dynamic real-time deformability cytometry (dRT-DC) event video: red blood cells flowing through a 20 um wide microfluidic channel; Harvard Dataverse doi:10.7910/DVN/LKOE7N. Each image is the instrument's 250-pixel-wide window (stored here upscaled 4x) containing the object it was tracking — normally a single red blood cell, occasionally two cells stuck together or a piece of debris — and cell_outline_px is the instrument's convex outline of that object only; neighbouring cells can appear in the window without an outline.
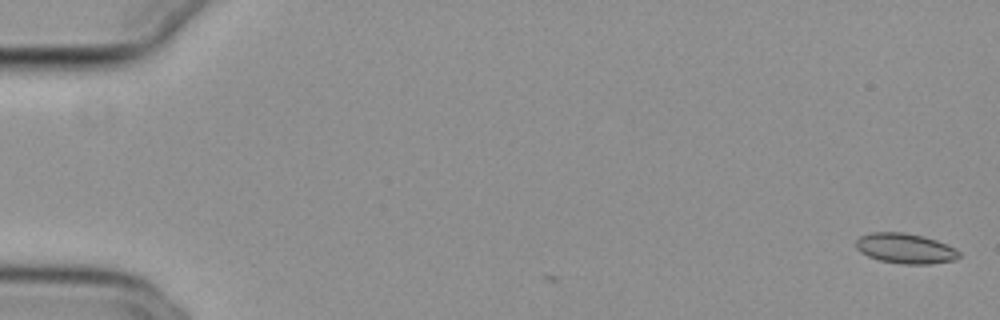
{"species": "common noctule bat (a hibernating species)", "species_latin": "Nyctalus noctula", "temperature_condition": "cold", "stored_images_in_passage": 3, "camera_frame_rate_fps": 3000, "um_per_image_px": 0.085, "animal": {"sex": "female", "body_mass_g": 29.2, "forearm_length_mm": 56.3}, "frame": {"image": 1, "passage_image": 3, "time_ms": 0.667, "image_size_px": [1000, 320], "cell_outline_px": [[960, 256], [956, 260], [928, 264], [904, 264], [880, 260], [868, 256], [860, 252], [856, 248], [856, 240], [860, 236], [872, 232], [904, 232], [924, 236], [936, 240], [956, 248], [960, 252]], "centroid_in_image_um": [76.97, 21.11], "position_along_channel_um": 8.0, "area_um2": 18.21}}